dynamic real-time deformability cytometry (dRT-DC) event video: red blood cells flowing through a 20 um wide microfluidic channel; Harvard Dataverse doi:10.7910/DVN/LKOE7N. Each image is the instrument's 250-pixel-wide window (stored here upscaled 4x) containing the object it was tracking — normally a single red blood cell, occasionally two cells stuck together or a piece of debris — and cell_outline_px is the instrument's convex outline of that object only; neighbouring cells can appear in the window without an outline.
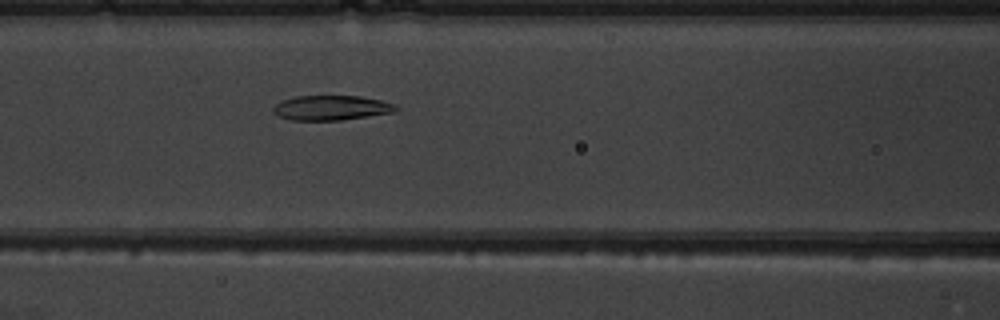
{"species": "common noctule bat (a hibernating species)", "species_latin": "Nyctalus noctula", "temperature_condition": "warm", "stored_images_in_passage": 6, "camera_frame_rate_fps": 3000, "um_per_image_px": 0.085, "animal": {"sex": "male", "body_mass_g": 19.5, "forearm_length_mm": 54.6}, "frame": {"image": 1, "passage_image": 6, "time_ms": 5.667, "image_size_px": [1000, 320], "cell_outline_px": [[400, 108], [396, 112], [340, 120], [292, 120], [280, 116], [272, 112], [272, 108], [280, 100], [296, 96], [360, 96], [380, 100], [396, 104]], "centroid_in_image_um": [28.18, 9.16], "position_along_channel_um": 138.4, "area_um2": 17.8}}